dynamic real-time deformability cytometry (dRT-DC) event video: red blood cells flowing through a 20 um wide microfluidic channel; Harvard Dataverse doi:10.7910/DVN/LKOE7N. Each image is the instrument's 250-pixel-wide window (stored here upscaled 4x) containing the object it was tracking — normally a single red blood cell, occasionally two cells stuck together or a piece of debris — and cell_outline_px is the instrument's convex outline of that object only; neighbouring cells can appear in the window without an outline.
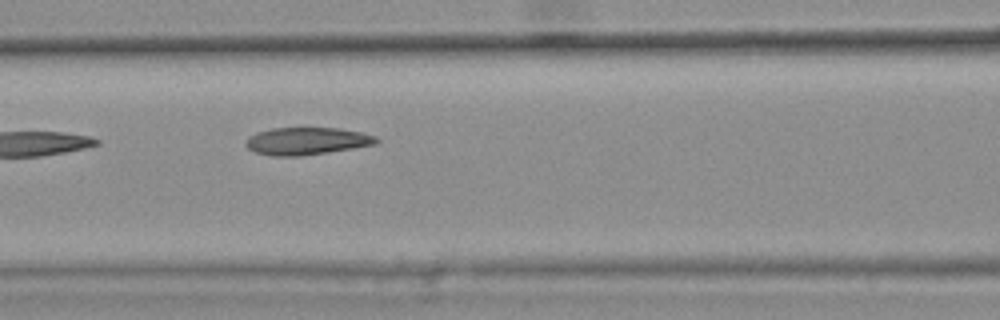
{"species": "common noctule bat (a hibernating species)", "species_latin": "Nyctalus noctula", "temperature_condition": "warm", "stored_images_in_passage": 6, "camera_frame_rate_fps": 3000, "um_per_image_px": 0.085, "animal": {"sex": "female", "body_mass_g": 25.1}, "frame": {"image": 1, "passage_image": 6, "time_ms": 1.667, "image_size_px": [1000, 320], "cell_outline_px": [[380, 140], [376, 144], [328, 152], [300, 156], [272, 156], [256, 152], [248, 148], [244, 144], [244, 140], [248, 136], [256, 132], [272, 128], [340, 128], [364, 132], [376, 136]], "centroid_in_image_um": [26.06, 11.98], "position_along_channel_um": 140.5, "area_um2": 21.04}}